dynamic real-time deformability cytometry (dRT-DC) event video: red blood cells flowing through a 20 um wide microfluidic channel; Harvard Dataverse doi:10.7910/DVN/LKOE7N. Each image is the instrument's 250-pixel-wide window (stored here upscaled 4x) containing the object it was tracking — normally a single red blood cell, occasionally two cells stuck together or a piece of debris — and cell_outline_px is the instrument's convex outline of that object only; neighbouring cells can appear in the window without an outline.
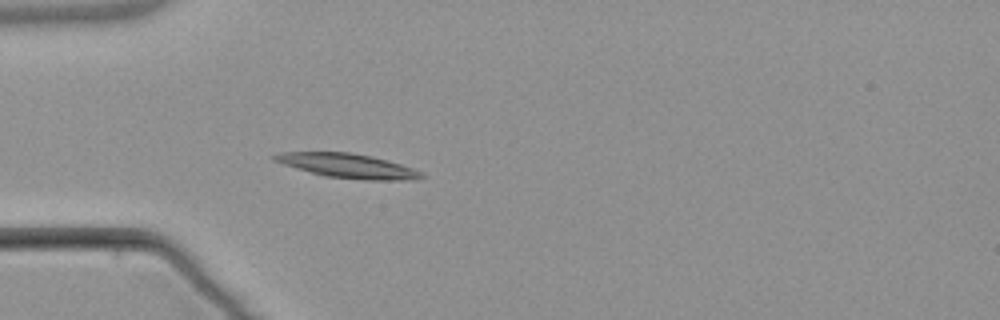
{"species": "common noctule bat (a hibernating species)", "species_latin": "Nyctalus noctula", "temperature_condition": "warm", "stored_images_in_passage": 2, "camera_frame_rate_fps": 3000, "um_per_image_px": 0.085, "animal": {"sex": "male", "body_mass_g": 21.5, "forearm_length_mm": 52.0}, "frame": {"image": 1, "passage_image": 2, "time_ms": 1.333, "image_size_px": [1000, 320], "cell_outline_px": [[424, 176], [416, 180], [364, 180], [324, 176], [296, 168], [272, 160], [272, 156], [280, 152], [348, 152], [372, 156], [400, 164], [424, 172]], "centroid_in_image_um": [29.58, 14.1], "position_along_channel_um": 55.4, "area_um2": 20.81}}